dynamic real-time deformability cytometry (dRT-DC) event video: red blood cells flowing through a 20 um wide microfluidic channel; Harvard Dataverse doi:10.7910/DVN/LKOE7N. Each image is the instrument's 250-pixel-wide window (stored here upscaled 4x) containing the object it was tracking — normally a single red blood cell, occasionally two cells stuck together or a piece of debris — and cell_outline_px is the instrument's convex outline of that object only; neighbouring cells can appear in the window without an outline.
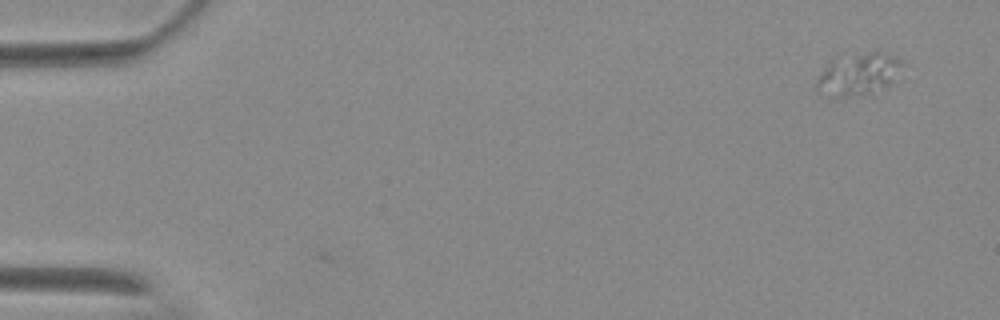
{"species": "Egyptian fruit bat (a non-hibernating species)", "species_latin": "Rousettus aegyptiacus", "temperature_condition": "warm", "stored_images_in_passage": 4, "camera_frame_rate_fps": 3000, "um_per_image_px": 0.085, "animal": {"sex": "female"}, "frame": {"image": 1, "passage_image": 1, "time_ms": 0.0, "image_size_px": [1000, 320], "cell_outline_px": [[908, 64], [888, 88], [872, 96], [828, 100], [816, 88], [816, 80], [828, 60], [836, 56], [872, 52], [884, 52], [896, 56], [904, 60]], "centroid_in_image_um": [73.0, 6.37], "position_along_channel_um": 12.0, "area_um2": 23.12}}